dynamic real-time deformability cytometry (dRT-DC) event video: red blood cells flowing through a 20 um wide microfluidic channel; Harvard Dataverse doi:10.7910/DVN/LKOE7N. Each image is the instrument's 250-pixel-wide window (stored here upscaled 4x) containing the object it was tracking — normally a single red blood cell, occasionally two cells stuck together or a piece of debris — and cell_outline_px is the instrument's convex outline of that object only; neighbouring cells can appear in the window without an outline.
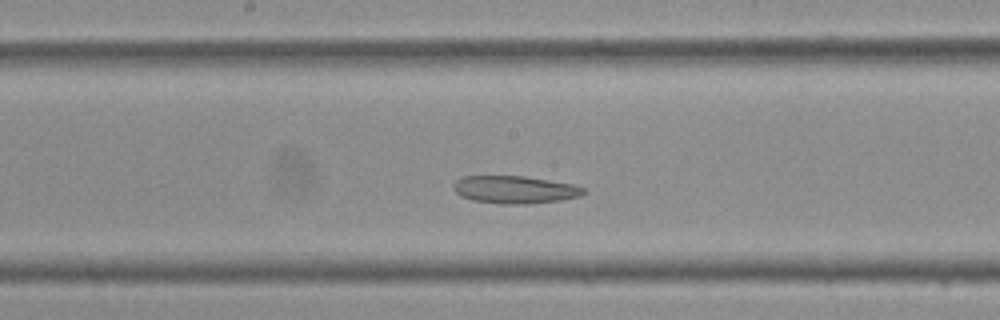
{"species": "Egyptian fruit bat (a non-hibernating species)", "species_latin": "Rousettus aegyptiacus", "temperature_condition": "cold", "stored_images_in_passage": 33, "camera_frame_rate_fps": 3000, "um_per_image_px": 0.085, "frame": {"image": 1, "passage_image": 15, "time_ms": 4.667, "image_size_px": [1000, 320], "cell_outline_px": [[588, 192], [580, 196], [560, 200], [524, 204], [500, 204], [472, 200], [460, 196], [452, 188], [456, 180], [464, 176], [524, 176], [572, 184], [588, 188]], "centroid_in_image_um": [43.78, 16.12], "position_along_channel_um": 204.4, "area_um2": 21.04}}